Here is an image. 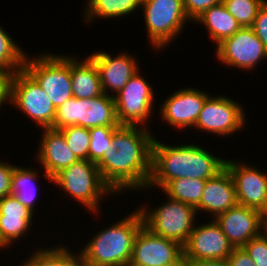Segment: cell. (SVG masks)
I'll return each instance as SVG.
<instances>
[{"instance_id":"7402d4cb","label":"cell","mask_w":267,"mask_h":266,"mask_svg":"<svg viewBox=\"0 0 267 266\" xmlns=\"http://www.w3.org/2000/svg\"><path fill=\"white\" fill-rule=\"evenodd\" d=\"M193 23L203 25L212 42L217 46L224 39L234 35L240 28L237 20L228 12L223 2L207 9Z\"/></svg>"},{"instance_id":"83f0119b","label":"cell","mask_w":267,"mask_h":266,"mask_svg":"<svg viewBox=\"0 0 267 266\" xmlns=\"http://www.w3.org/2000/svg\"><path fill=\"white\" fill-rule=\"evenodd\" d=\"M119 126H100L89 128V161L97 163L105 152L111 150L114 131Z\"/></svg>"},{"instance_id":"ab89813d","label":"cell","mask_w":267,"mask_h":266,"mask_svg":"<svg viewBox=\"0 0 267 266\" xmlns=\"http://www.w3.org/2000/svg\"><path fill=\"white\" fill-rule=\"evenodd\" d=\"M183 266H228L226 260H183Z\"/></svg>"},{"instance_id":"ba28073f","label":"cell","mask_w":267,"mask_h":266,"mask_svg":"<svg viewBox=\"0 0 267 266\" xmlns=\"http://www.w3.org/2000/svg\"><path fill=\"white\" fill-rule=\"evenodd\" d=\"M67 126L84 128L120 126L116 116L114 97L103 92L94 98L67 99L56 109L51 129L60 130Z\"/></svg>"},{"instance_id":"8fae6325","label":"cell","mask_w":267,"mask_h":266,"mask_svg":"<svg viewBox=\"0 0 267 266\" xmlns=\"http://www.w3.org/2000/svg\"><path fill=\"white\" fill-rule=\"evenodd\" d=\"M227 95H210L199 114L193 129L213 136L228 137L236 135L246 126L244 106Z\"/></svg>"},{"instance_id":"d4e9b609","label":"cell","mask_w":267,"mask_h":266,"mask_svg":"<svg viewBox=\"0 0 267 266\" xmlns=\"http://www.w3.org/2000/svg\"><path fill=\"white\" fill-rule=\"evenodd\" d=\"M206 180L180 178L169 181L161 190L167 197L196 207L201 200Z\"/></svg>"},{"instance_id":"30bf717a","label":"cell","mask_w":267,"mask_h":266,"mask_svg":"<svg viewBox=\"0 0 267 266\" xmlns=\"http://www.w3.org/2000/svg\"><path fill=\"white\" fill-rule=\"evenodd\" d=\"M134 74L126 85L115 95L116 116L120 125L147 127L155 111V91L141 75ZM140 72V73H139ZM154 108V109H153ZM154 110V111H153Z\"/></svg>"},{"instance_id":"f1b7e54d","label":"cell","mask_w":267,"mask_h":266,"mask_svg":"<svg viewBox=\"0 0 267 266\" xmlns=\"http://www.w3.org/2000/svg\"><path fill=\"white\" fill-rule=\"evenodd\" d=\"M67 145L79 160H89L90 131L81 126H67L59 130Z\"/></svg>"},{"instance_id":"484cf974","label":"cell","mask_w":267,"mask_h":266,"mask_svg":"<svg viewBox=\"0 0 267 266\" xmlns=\"http://www.w3.org/2000/svg\"><path fill=\"white\" fill-rule=\"evenodd\" d=\"M25 51L0 25V73L10 76L24 69Z\"/></svg>"},{"instance_id":"836d02e7","label":"cell","mask_w":267,"mask_h":266,"mask_svg":"<svg viewBox=\"0 0 267 266\" xmlns=\"http://www.w3.org/2000/svg\"><path fill=\"white\" fill-rule=\"evenodd\" d=\"M223 2V0H183L184 9L191 24L210 7Z\"/></svg>"},{"instance_id":"7a4b0ae2","label":"cell","mask_w":267,"mask_h":266,"mask_svg":"<svg viewBox=\"0 0 267 266\" xmlns=\"http://www.w3.org/2000/svg\"><path fill=\"white\" fill-rule=\"evenodd\" d=\"M193 142L168 145L156 137L152 144L151 174L147 188L162 189L169 181L180 178L211 179L225 168V158L212 154ZM153 187V188H152Z\"/></svg>"},{"instance_id":"cb8c5ba5","label":"cell","mask_w":267,"mask_h":266,"mask_svg":"<svg viewBox=\"0 0 267 266\" xmlns=\"http://www.w3.org/2000/svg\"><path fill=\"white\" fill-rule=\"evenodd\" d=\"M29 167V168H28ZM23 167L14 165L11 179V195H13L22 205L34 213L39 188L37 181L40 177V170L32 168L31 165ZM39 171V172H38Z\"/></svg>"},{"instance_id":"9c48e42d","label":"cell","mask_w":267,"mask_h":266,"mask_svg":"<svg viewBox=\"0 0 267 266\" xmlns=\"http://www.w3.org/2000/svg\"><path fill=\"white\" fill-rule=\"evenodd\" d=\"M9 105L28 116L40 129L51 128L56 108L36 80L25 70L9 76Z\"/></svg>"},{"instance_id":"7c38bea8","label":"cell","mask_w":267,"mask_h":266,"mask_svg":"<svg viewBox=\"0 0 267 266\" xmlns=\"http://www.w3.org/2000/svg\"><path fill=\"white\" fill-rule=\"evenodd\" d=\"M215 56L220 64L227 67L253 71L260 61L267 60V50L251 27H241L216 46Z\"/></svg>"},{"instance_id":"5b68a950","label":"cell","mask_w":267,"mask_h":266,"mask_svg":"<svg viewBox=\"0 0 267 266\" xmlns=\"http://www.w3.org/2000/svg\"><path fill=\"white\" fill-rule=\"evenodd\" d=\"M156 207L142 204L138 207L144 226L157 236L175 241L182 246L187 242L189 234L197 224L196 208L167 197ZM165 202V203H164Z\"/></svg>"},{"instance_id":"4fadbf2b","label":"cell","mask_w":267,"mask_h":266,"mask_svg":"<svg viewBox=\"0 0 267 266\" xmlns=\"http://www.w3.org/2000/svg\"><path fill=\"white\" fill-rule=\"evenodd\" d=\"M183 246L143 226L134 241L130 266H183Z\"/></svg>"},{"instance_id":"2e32d148","label":"cell","mask_w":267,"mask_h":266,"mask_svg":"<svg viewBox=\"0 0 267 266\" xmlns=\"http://www.w3.org/2000/svg\"><path fill=\"white\" fill-rule=\"evenodd\" d=\"M194 88H181L160 103L158 114L163 122L176 130L194 128L204 103L210 96L209 92Z\"/></svg>"},{"instance_id":"52a82bcc","label":"cell","mask_w":267,"mask_h":266,"mask_svg":"<svg viewBox=\"0 0 267 266\" xmlns=\"http://www.w3.org/2000/svg\"><path fill=\"white\" fill-rule=\"evenodd\" d=\"M42 52L25 57L24 69L36 80L57 109L73 97L70 77V54Z\"/></svg>"},{"instance_id":"3957f363","label":"cell","mask_w":267,"mask_h":266,"mask_svg":"<svg viewBox=\"0 0 267 266\" xmlns=\"http://www.w3.org/2000/svg\"><path fill=\"white\" fill-rule=\"evenodd\" d=\"M129 215L112 222L102 230L98 229L85 247L80 249L88 266H128L135 238L144 226L140 211L135 209Z\"/></svg>"},{"instance_id":"ac0fdd59","label":"cell","mask_w":267,"mask_h":266,"mask_svg":"<svg viewBox=\"0 0 267 266\" xmlns=\"http://www.w3.org/2000/svg\"><path fill=\"white\" fill-rule=\"evenodd\" d=\"M89 56L96 63L102 91L111 96H115L140 68L136 56L127 51L113 56L101 50Z\"/></svg>"},{"instance_id":"f546056e","label":"cell","mask_w":267,"mask_h":266,"mask_svg":"<svg viewBox=\"0 0 267 266\" xmlns=\"http://www.w3.org/2000/svg\"><path fill=\"white\" fill-rule=\"evenodd\" d=\"M265 0H223L228 12L241 27H251Z\"/></svg>"},{"instance_id":"d6986e66","label":"cell","mask_w":267,"mask_h":266,"mask_svg":"<svg viewBox=\"0 0 267 266\" xmlns=\"http://www.w3.org/2000/svg\"><path fill=\"white\" fill-rule=\"evenodd\" d=\"M40 144L35 158L38 161L44 179L52 182V178L61 170L66 169L79 159L70 150L64 135L56 129H41Z\"/></svg>"},{"instance_id":"60d3db41","label":"cell","mask_w":267,"mask_h":266,"mask_svg":"<svg viewBox=\"0 0 267 266\" xmlns=\"http://www.w3.org/2000/svg\"><path fill=\"white\" fill-rule=\"evenodd\" d=\"M264 233L267 235V215L264 218Z\"/></svg>"},{"instance_id":"8992f818","label":"cell","mask_w":267,"mask_h":266,"mask_svg":"<svg viewBox=\"0 0 267 266\" xmlns=\"http://www.w3.org/2000/svg\"><path fill=\"white\" fill-rule=\"evenodd\" d=\"M148 43L153 50L161 52L184 32L185 24L191 22L186 15L183 0H142Z\"/></svg>"},{"instance_id":"d6a6232c","label":"cell","mask_w":267,"mask_h":266,"mask_svg":"<svg viewBox=\"0 0 267 266\" xmlns=\"http://www.w3.org/2000/svg\"><path fill=\"white\" fill-rule=\"evenodd\" d=\"M34 216L36 215L11 194L0 200V217L34 218Z\"/></svg>"},{"instance_id":"8d00e7d4","label":"cell","mask_w":267,"mask_h":266,"mask_svg":"<svg viewBox=\"0 0 267 266\" xmlns=\"http://www.w3.org/2000/svg\"><path fill=\"white\" fill-rule=\"evenodd\" d=\"M15 164L0 161V200L11 194V179Z\"/></svg>"},{"instance_id":"6da1fadb","label":"cell","mask_w":267,"mask_h":266,"mask_svg":"<svg viewBox=\"0 0 267 266\" xmlns=\"http://www.w3.org/2000/svg\"><path fill=\"white\" fill-rule=\"evenodd\" d=\"M148 128L120 125L113 133L111 150L96 163L102 179L117 196L148 186L155 138Z\"/></svg>"},{"instance_id":"ffe728a7","label":"cell","mask_w":267,"mask_h":266,"mask_svg":"<svg viewBox=\"0 0 267 266\" xmlns=\"http://www.w3.org/2000/svg\"><path fill=\"white\" fill-rule=\"evenodd\" d=\"M237 204L235 183L225 167L216 176L206 180L200 203L195 208L197 214L206 212L212 215V219H215Z\"/></svg>"},{"instance_id":"277c9868","label":"cell","mask_w":267,"mask_h":266,"mask_svg":"<svg viewBox=\"0 0 267 266\" xmlns=\"http://www.w3.org/2000/svg\"><path fill=\"white\" fill-rule=\"evenodd\" d=\"M52 184L58 186L59 191L84 206L88 212L95 214L100 211L101 199L105 196L116 195L104 182L96 163L89 160H78L66 169L61 170L52 178ZM61 187V189H60ZM101 207V208H100Z\"/></svg>"},{"instance_id":"e0dca14e","label":"cell","mask_w":267,"mask_h":266,"mask_svg":"<svg viewBox=\"0 0 267 266\" xmlns=\"http://www.w3.org/2000/svg\"><path fill=\"white\" fill-rule=\"evenodd\" d=\"M265 215L240 204L218 215L215 221L234 248H241L264 231Z\"/></svg>"},{"instance_id":"1f68e13d","label":"cell","mask_w":267,"mask_h":266,"mask_svg":"<svg viewBox=\"0 0 267 266\" xmlns=\"http://www.w3.org/2000/svg\"><path fill=\"white\" fill-rule=\"evenodd\" d=\"M256 266H267V235L264 231L242 247Z\"/></svg>"},{"instance_id":"4316f807","label":"cell","mask_w":267,"mask_h":266,"mask_svg":"<svg viewBox=\"0 0 267 266\" xmlns=\"http://www.w3.org/2000/svg\"><path fill=\"white\" fill-rule=\"evenodd\" d=\"M33 222V218L0 217V249L6 250L7 247L14 246L16 241L19 244V239L30 234Z\"/></svg>"},{"instance_id":"f35d334b","label":"cell","mask_w":267,"mask_h":266,"mask_svg":"<svg viewBox=\"0 0 267 266\" xmlns=\"http://www.w3.org/2000/svg\"><path fill=\"white\" fill-rule=\"evenodd\" d=\"M9 101V75L0 73V109Z\"/></svg>"},{"instance_id":"5bb4252c","label":"cell","mask_w":267,"mask_h":266,"mask_svg":"<svg viewBox=\"0 0 267 266\" xmlns=\"http://www.w3.org/2000/svg\"><path fill=\"white\" fill-rule=\"evenodd\" d=\"M225 167L233 177L238 204L267 215V173L234 159L226 158Z\"/></svg>"},{"instance_id":"44dd1931","label":"cell","mask_w":267,"mask_h":266,"mask_svg":"<svg viewBox=\"0 0 267 266\" xmlns=\"http://www.w3.org/2000/svg\"><path fill=\"white\" fill-rule=\"evenodd\" d=\"M84 57L70 55L72 93L79 99L94 98L103 93L95 61L89 55Z\"/></svg>"},{"instance_id":"9a60e30c","label":"cell","mask_w":267,"mask_h":266,"mask_svg":"<svg viewBox=\"0 0 267 266\" xmlns=\"http://www.w3.org/2000/svg\"><path fill=\"white\" fill-rule=\"evenodd\" d=\"M234 247L212 219L194 226L183 246V260H226Z\"/></svg>"},{"instance_id":"603a6c76","label":"cell","mask_w":267,"mask_h":266,"mask_svg":"<svg viewBox=\"0 0 267 266\" xmlns=\"http://www.w3.org/2000/svg\"><path fill=\"white\" fill-rule=\"evenodd\" d=\"M84 11L85 24L95 22V19H121L129 17L135 11H140L142 0H86ZM138 9V10H137ZM129 15V16H128ZM118 17V18H117ZM94 20V21H93ZM91 22V23H90Z\"/></svg>"},{"instance_id":"e575fe53","label":"cell","mask_w":267,"mask_h":266,"mask_svg":"<svg viewBox=\"0 0 267 266\" xmlns=\"http://www.w3.org/2000/svg\"><path fill=\"white\" fill-rule=\"evenodd\" d=\"M251 28L267 50V0L259 8Z\"/></svg>"},{"instance_id":"74e56055","label":"cell","mask_w":267,"mask_h":266,"mask_svg":"<svg viewBox=\"0 0 267 266\" xmlns=\"http://www.w3.org/2000/svg\"><path fill=\"white\" fill-rule=\"evenodd\" d=\"M226 261L228 266H256L255 262L242 247L234 248Z\"/></svg>"},{"instance_id":"4dcf8cb0","label":"cell","mask_w":267,"mask_h":266,"mask_svg":"<svg viewBox=\"0 0 267 266\" xmlns=\"http://www.w3.org/2000/svg\"><path fill=\"white\" fill-rule=\"evenodd\" d=\"M33 252L18 266H60V243L55 247H39Z\"/></svg>"},{"instance_id":"d590c367","label":"cell","mask_w":267,"mask_h":266,"mask_svg":"<svg viewBox=\"0 0 267 266\" xmlns=\"http://www.w3.org/2000/svg\"><path fill=\"white\" fill-rule=\"evenodd\" d=\"M60 244V266H88L83 254L80 251L73 253V250Z\"/></svg>"}]
</instances>
